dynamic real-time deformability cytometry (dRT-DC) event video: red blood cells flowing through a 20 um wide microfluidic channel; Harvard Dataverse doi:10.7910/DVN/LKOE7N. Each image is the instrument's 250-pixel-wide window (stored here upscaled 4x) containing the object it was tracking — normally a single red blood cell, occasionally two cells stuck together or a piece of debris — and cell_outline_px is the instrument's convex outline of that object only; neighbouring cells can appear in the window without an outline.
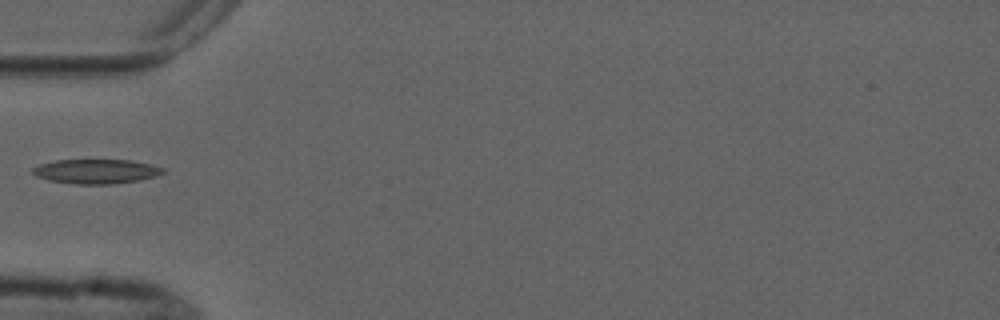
{"species": "common noctule bat (a hibernating species)", "species_latin": "Nyctalus noctula", "temperature_condition": "cold", "stored_images_in_passage": 1, "camera_frame_rate_fps": 3000, "um_per_image_px": 0.085, "animal": {"sex": "male", "forearm_length_mm": 52.5}, "frame": {"image": 1, "passage_image": 1, "time_ms": 0.0, "image_size_px": [1000, 320], "cell_outline_px": [[168, 172], [156, 176], [140, 180], [112, 184], [76, 184], [48, 180], [36, 176], [32, 172], [32, 168], [40, 164], [56, 160], [128, 160], [152, 164], [164, 168]], "centroid_in_image_um": [8.21, 14.57], "position_along_channel_um": 76.8, "area_um2": 18.67}}